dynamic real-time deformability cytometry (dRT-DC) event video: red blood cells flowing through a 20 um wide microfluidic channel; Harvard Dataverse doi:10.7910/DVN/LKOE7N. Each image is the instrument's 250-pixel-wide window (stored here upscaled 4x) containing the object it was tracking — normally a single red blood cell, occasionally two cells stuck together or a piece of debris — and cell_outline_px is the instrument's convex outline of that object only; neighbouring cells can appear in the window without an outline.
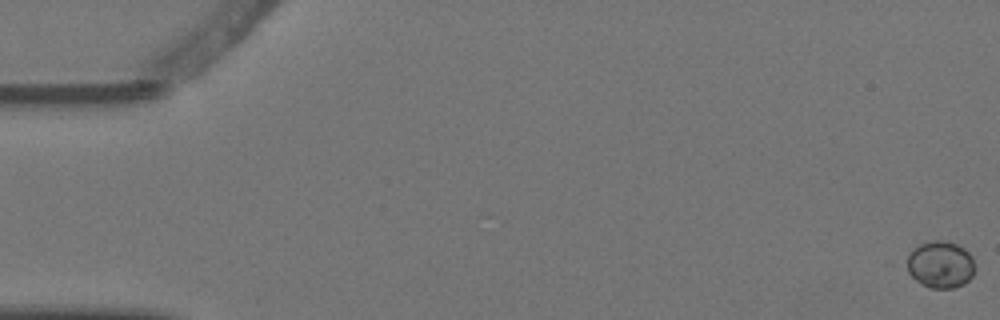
{"species": "Egyptian fruit bat (a non-hibernating species)", "species_latin": "Rousettus aegyptiacus", "temperature_condition": "warm", "stored_images_in_passage": 5, "camera_frame_rate_fps": 3000, "um_per_image_px": 0.085, "animal": {"sex": "female"}, "frame": {"image": 1, "passage_image": 1, "time_ms": 0.0, "image_size_px": [1000, 320], "cell_outline_px": [[972, 276], [964, 284], [952, 288], [932, 288], [920, 284], [900, 264], [912, 248], [920, 244], [932, 240], [944, 240], [956, 244], [964, 248], [972, 256]], "centroid_in_image_um": [79.82, 22.47], "position_along_channel_um": 5.2, "area_um2": 19.02}}
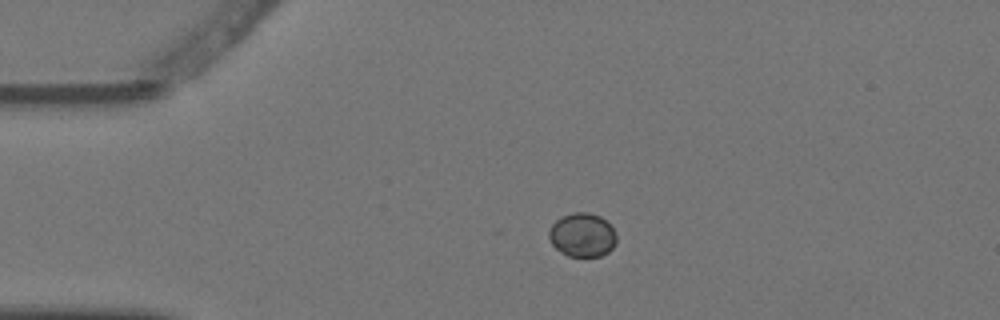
{"frame": {"image": 2, "passage_image": 4, "time_ms": 1.0, "image_size_px": [1000, 320], "cell_outline_px": [[616, 244], [608, 252], [600, 256], [568, 256], [560, 252], [552, 244], [548, 236], [548, 232], [552, 224], [560, 216], [572, 212], [588, 212], [600, 216], [612, 224], [616, 232]], "centroid_in_image_um": [49.51, 19.95], "position_along_channel_um": 35.5, "area_um2": 17.57}}
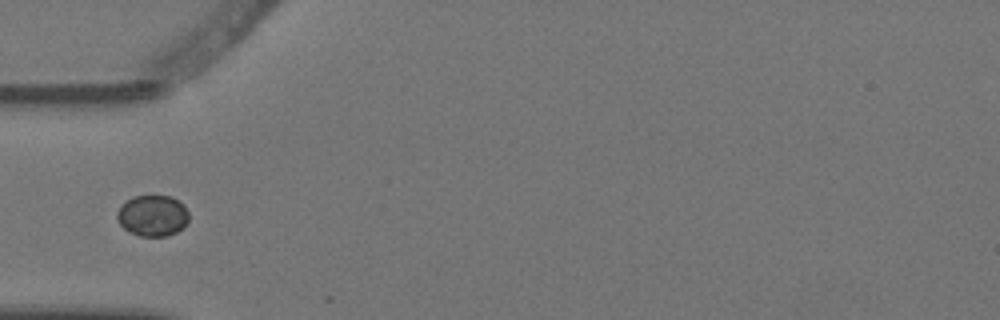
{"frame": {"image": 3, "passage_image": 5, "time_ms": 1.333, "image_size_px": [1000, 320], "cell_outline_px": [[188, 220], [176, 232], [168, 236], [140, 236], [124, 228], [120, 224], [116, 216], [116, 212], [132, 196], [172, 196], [180, 200], [184, 204], [188, 212]], "centroid_in_image_um": [12.99, 18.32], "position_along_channel_um": 72.0, "area_um2": 17.05}}